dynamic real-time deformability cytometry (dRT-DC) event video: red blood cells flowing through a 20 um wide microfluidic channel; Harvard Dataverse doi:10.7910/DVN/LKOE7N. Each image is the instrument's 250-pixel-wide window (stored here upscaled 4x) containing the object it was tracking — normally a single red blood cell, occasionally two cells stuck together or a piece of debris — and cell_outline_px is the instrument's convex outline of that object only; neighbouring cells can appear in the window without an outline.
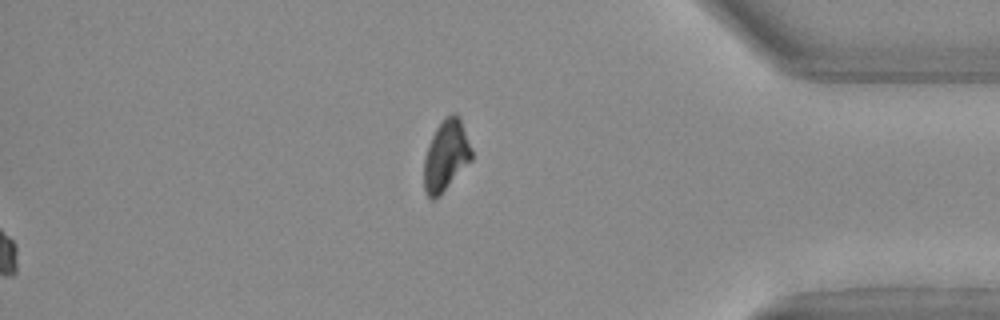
{"species": "Egyptian fruit bat (a non-hibernating species)", "species_latin": "Rousettus aegyptiacus", "temperature_condition": "warm", "stored_images_in_passage": 36, "segment_of_instrument_passage": [2, 2], "camera_frame_rate_fps": 3000, "um_per_image_px": 0.085, "animal": {"sex": "female"}, "frame": {"image": 1, "passage_image": 36, "time_ms": 11.667, "image_size_px": [1000, 320], "cell_outline_px": [[472, 160], [440, 196], [432, 200], [428, 196], [424, 188], [424, 156], [428, 144], [436, 128], [444, 116], [452, 112], [456, 112], [460, 116], [472, 148]], "centroid_in_image_um": [37.92, 13.19], "position_along_channel_um": 397.3, "area_um2": 20.06}}